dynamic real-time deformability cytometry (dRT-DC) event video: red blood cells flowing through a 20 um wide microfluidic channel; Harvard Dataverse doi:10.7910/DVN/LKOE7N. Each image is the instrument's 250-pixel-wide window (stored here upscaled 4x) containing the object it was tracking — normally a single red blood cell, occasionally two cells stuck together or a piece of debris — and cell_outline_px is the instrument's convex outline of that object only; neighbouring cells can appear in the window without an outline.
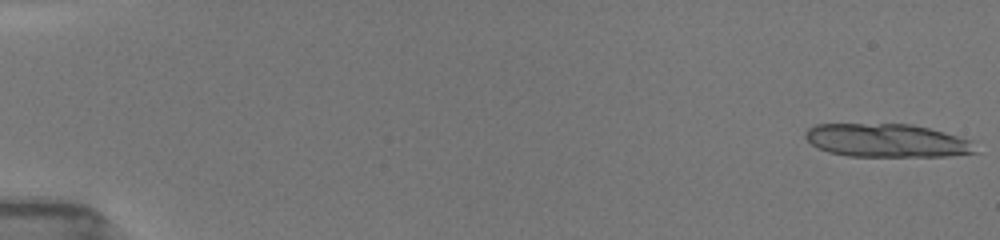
{"species": "common noctule bat (a hibernating species)", "species_latin": "Nyctalus noctula", "temperature_condition": "room temperature", "stored_images_in_passage": 17, "camera_frame_rate_fps": 3000, "um_per_image_px": 0.085, "animal": {"sex": "female", "body_mass_g": 19.5, "forearm_length_mm": 54.1}, "frame": {"image": 1, "passage_image": 1, "time_ms": 0.0, "image_size_px": [1000, 240], "cell_outline_px": [[980, 152], [948, 156], [848, 156], [828, 152], [812, 144], [804, 136], [804, 132], [808, 128], [816, 124], [912, 124], [944, 132], [972, 140]], "centroid_in_image_um": [75.41, 11.94], "position_along_channel_um": 9.6, "area_um2": 33.18}}